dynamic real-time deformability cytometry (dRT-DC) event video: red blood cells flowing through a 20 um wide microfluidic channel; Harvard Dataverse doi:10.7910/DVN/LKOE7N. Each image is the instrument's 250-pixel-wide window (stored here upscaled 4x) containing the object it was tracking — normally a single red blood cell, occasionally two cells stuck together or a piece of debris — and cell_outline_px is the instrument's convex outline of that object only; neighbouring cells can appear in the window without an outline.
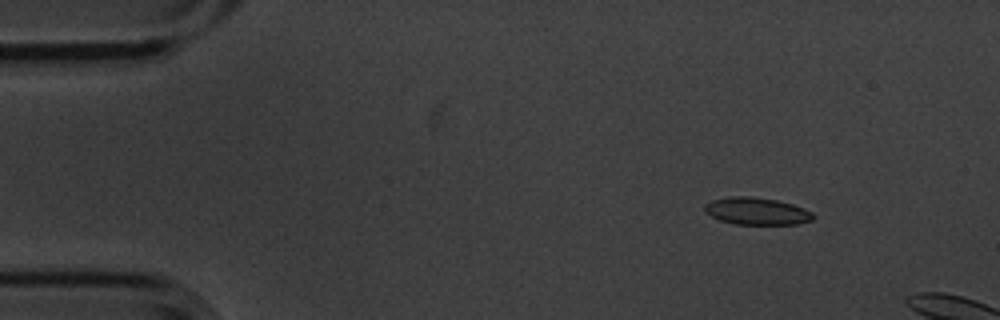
{"species": "common noctule bat (a hibernating species)", "species_latin": "Nyctalus noctula", "temperature_condition": "cold", "stored_images_in_passage": 2, "camera_frame_rate_fps": 3000, "um_per_image_px": 0.085, "animal": {"sex": "male", "body_mass_g": 20.1, "forearm_length_mm": 53.5}, "frame": {"image": 1, "passage_image": 1, "time_ms": 0.0, "image_size_px": [1000, 320], "cell_outline_px": [[816, 216], [812, 220], [796, 224], [736, 224], [720, 220], [704, 212], [704, 204], [712, 200], [732, 196], [752, 196], [776, 200], [792, 204], [804, 208], [812, 212]], "centroid_in_image_um": [64.32, 17.94], "position_along_channel_um": 20.7, "area_um2": 17.22}}